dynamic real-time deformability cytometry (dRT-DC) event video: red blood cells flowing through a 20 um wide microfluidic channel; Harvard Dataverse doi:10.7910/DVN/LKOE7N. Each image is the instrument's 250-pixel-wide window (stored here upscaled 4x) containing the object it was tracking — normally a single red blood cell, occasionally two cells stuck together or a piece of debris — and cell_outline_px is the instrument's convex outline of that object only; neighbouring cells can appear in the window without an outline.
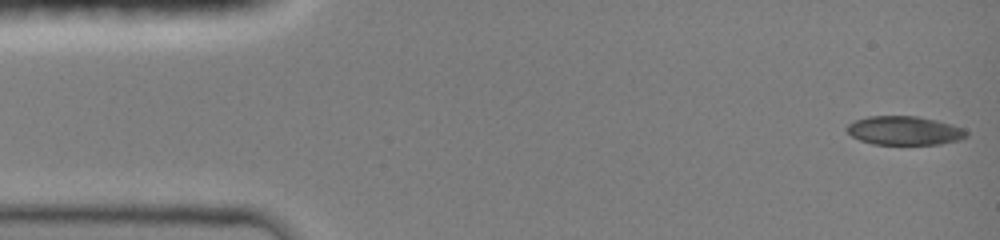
{"species": "common noctule bat (a hibernating species)", "species_latin": "Nyctalus noctula", "temperature_condition": "room temperature", "stored_images_in_passage": 54, "camera_frame_rate_fps": 3000, "um_per_image_px": 0.085, "animal": {"sex": "female", "body_mass_g": 19.0, "forearm_length_mm": 51.5}, "frame": {"image": 1, "passage_image": 1, "time_ms": 0.0, "image_size_px": [1000, 240], "cell_outline_px": [[968, 136], [960, 140], [940, 144], [872, 144], [860, 140], [852, 136], [844, 128], [848, 124], [856, 120], [868, 116], [916, 116], [936, 120], [952, 124], [964, 128], [968, 132]], "centroid_in_image_um": [76.89, 11.1], "position_along_channel_um": 8.1, "area_um2": 20.17}}
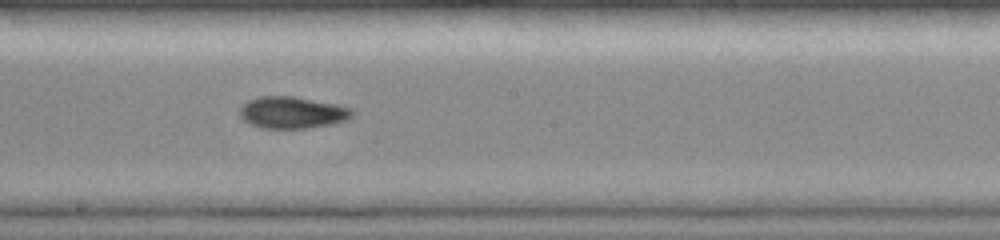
{"frame": {"image": 2, "passage_image": 29, "time_ms": 8.0, "image_size_px": [1000, 240], "cell_outline_px": [[356, 112], [348, 120], [336, 124], [308, 128], [260, 128], [244, 120], [240, 116], [240, 108], [248, 100], [260, 96], [292, 96], [336, 104], [352, 108]], "centroid_in_image_um": [24.9, 9.57], "position_along_channel_um": 223.3, "area_um2": 20.98}}
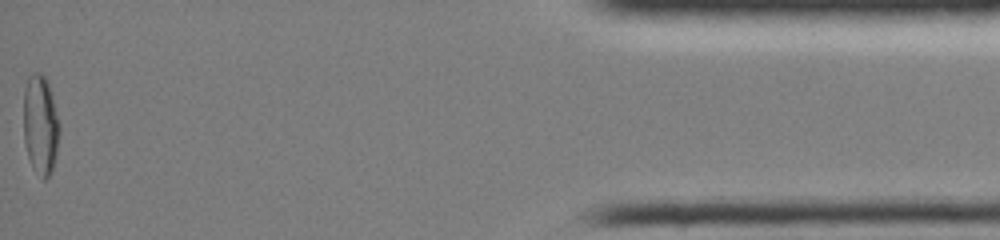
{"frame": {"image": 3, "passage_image": 53, "time_ms": 15.0, "image_size_px": [1000, 240], "cell_outline_px": [[60, 128], [56, 152], [52, 172], [44, 180], [32, 164], [28, 156], [24, 144], [24, 88], [28, 76], [32, 72], [40, 72], [48, 80], [60, 124]], "centroid_in_image_um": [3.44, 10.54], "position_along_channel_um": 431.8, "area_um2": 20.87}, "authors_computed_cell_mechanics": {"area_um2": 20.2011, "velocity_mm_per_s": 4.1453, "shape_relaxation_time_tau1_ms": 9.1427, "shape_relaxation_time_tau2_ms": 5.1949, "deformation_change_tau1": 0.2234, "deformation_change_tau2": 0.108}}